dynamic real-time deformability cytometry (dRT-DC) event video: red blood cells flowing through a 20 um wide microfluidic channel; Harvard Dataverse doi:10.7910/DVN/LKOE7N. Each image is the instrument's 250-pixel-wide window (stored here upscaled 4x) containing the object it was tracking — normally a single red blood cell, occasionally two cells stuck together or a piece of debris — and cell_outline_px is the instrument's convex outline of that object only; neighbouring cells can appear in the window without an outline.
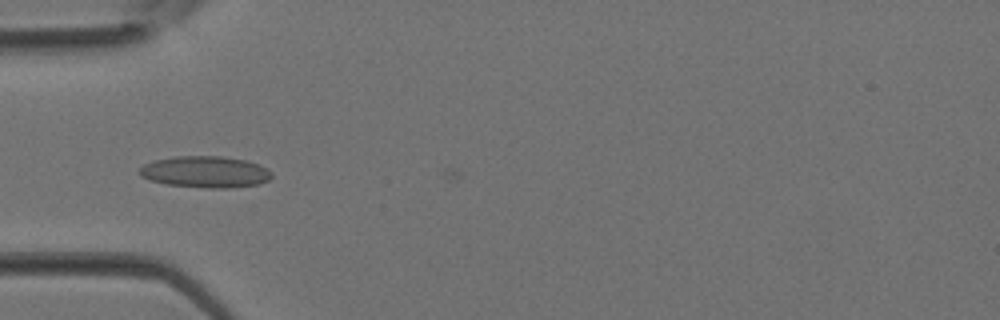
{"species": "Egyptian fruit bat (a non-hibernating species)", "species_latin": "Rousettus aegyptiacus", "temperature_condition": "room temperature", "stored_images_in_passage": 28, "camera_frame_rate_fps": 3000, "um_per_image_px": 0.085, "animal": {"sex": "female"}, "frame": {"image": 1, "passage_image": 2, "time_ms": 0.333, "image_size_px": [1000, 320], "cell_outline_px": [[272, 176], [268, 180], [260, 184], [224, 188], [204, 188], [168, 184], [148, 180], [140, 176], [140, 168], [144, 164], [156, 160], [176, 156], [220, 156], [244, 160], [260, 164], [268, 168], [272, 172]], "centroid_in_image_um": [17.47, 14.61], "position_along_channel_um": 67.5, "area_um2": 24.28}}
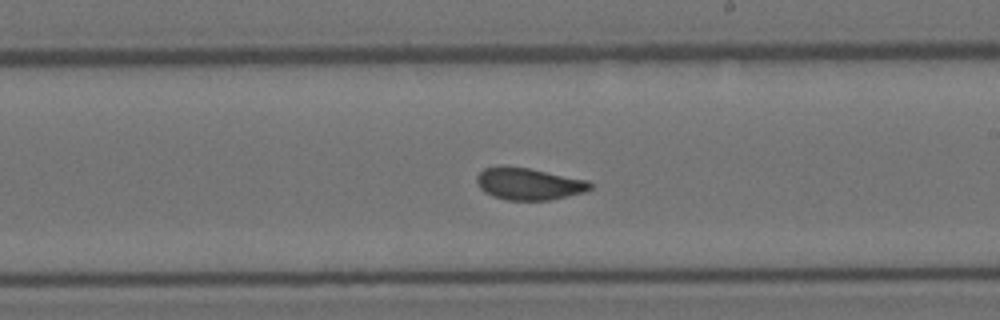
{"frame": {"image": 2, "passage_image": 12, "time_ms": 3.667, "image_size_px": [1000, 320], "cell_outline_px": [[592, 188], [584, 192], [568, 196], [548, 200], [504, 200], [492, 196], [484, 192], [480, 188], [476, 180], [476, 176], [484, 168], [500, 164], [504, 164], [528, 168], [588, 180], [592, 184]], "centroid_in_image_um": [44.9, 15.61], "position_along_channel_um": 244.1, "area_um2": 21.44}}
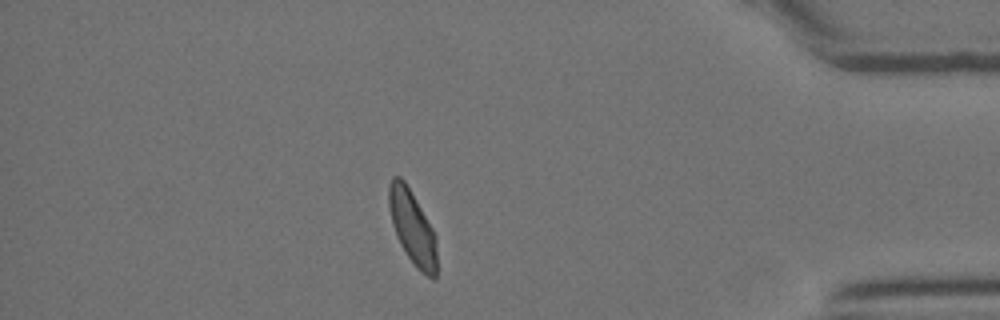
{"frame": {"image": 3, "passage_image": 23, "time_ms": 7.333, "image_size_px": [1000, 320], "cell_outline_px": [[436, 280], [432, 280], [420, 272], [416, 268], [400, 244], [396, 236], [392, 224], [388, 204], [388, 188], [392, 176], [400, 176], [404, 180], [432, 228], [436, 236]], "centroid_in_image_um": [35.04, 19.36], "position_along_channel_um": 400.2, "area_um2": 20.63}}